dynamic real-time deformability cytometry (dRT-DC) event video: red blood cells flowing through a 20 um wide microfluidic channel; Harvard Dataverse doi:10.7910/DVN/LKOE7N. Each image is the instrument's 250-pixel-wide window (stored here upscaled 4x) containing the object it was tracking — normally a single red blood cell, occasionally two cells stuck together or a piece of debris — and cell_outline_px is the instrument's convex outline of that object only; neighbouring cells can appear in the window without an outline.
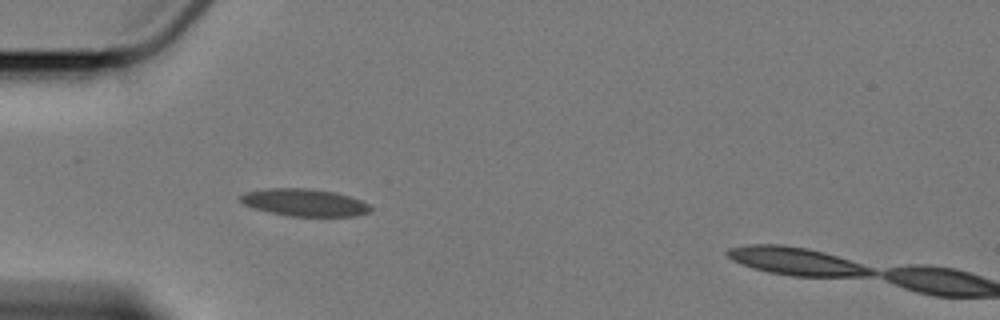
{"species": "Egyptian fruit bat (a non-hibernating species)", "species_latin": "Rousettus aegyptiacus", "temperature_condition": "cold", "stored_images_in_passage": 4, "camera_frame_rate_fps": 3000, "um_per_image_px": 0.085, "animal": {"sex": "female"}, "frame": {"image": 1, "passage_image": 3, "time_ms": 2.0, "image_size_px": [1000, 320], "cell_outline_px": [[372, 212], [356, 216], [288, 216], [268, 212], [244, 204], [240, 200], [240, 196], [244, 192], [268, 188], [308, 188], [332, 192], [348, 196], [360, 200], [368, 204], [372, 208]], "centroid_in_image_um": [25.89, 17.22], "position_along_channel_um": 59.1, "area_um2": 20.63}}